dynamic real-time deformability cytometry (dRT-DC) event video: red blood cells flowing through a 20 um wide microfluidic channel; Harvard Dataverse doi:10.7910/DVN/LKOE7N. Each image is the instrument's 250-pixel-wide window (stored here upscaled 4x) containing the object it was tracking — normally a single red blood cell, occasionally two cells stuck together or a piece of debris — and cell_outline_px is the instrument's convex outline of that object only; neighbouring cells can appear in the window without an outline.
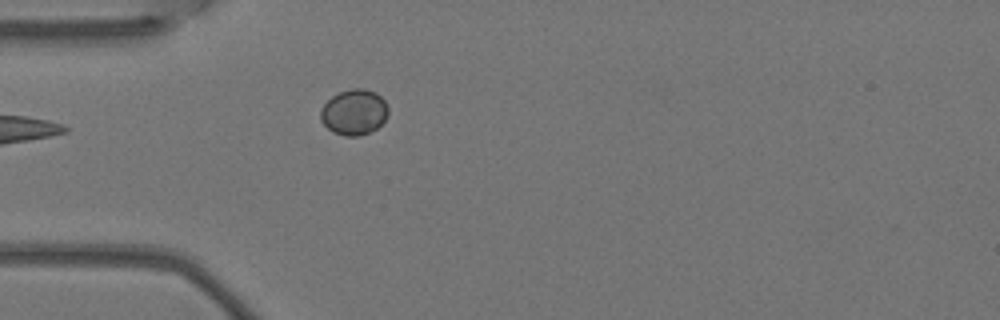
{"species": "Egyptian fruit bat (a non-hibernating species)", "species_latin": "Rousettus aegyptiacus", "temperature_condition": "warm", "stored_images_in_passage": 1, "camera_frame_rate_fps": 3000, "um_per_image_px": 0.085, "animal": {"sex": "female"}, "frame": {"image": 1, "passage_image": 1, "time_ms": 0.0, "image_size_px": [1000, 320], "cell_outline_px": [[388, 116], [376, 128], [360, 136], [344, 136], [332, 132], [320, 120], [320, 108], [332, 96], [340, 92], [352, 88], [364, 88], [376, 92], [384, 100], [388, 108]], "centroid_in_image_um": [30.08, 9.53], "position_along_channel_um": 54.9, "area_um2": 18.03}}